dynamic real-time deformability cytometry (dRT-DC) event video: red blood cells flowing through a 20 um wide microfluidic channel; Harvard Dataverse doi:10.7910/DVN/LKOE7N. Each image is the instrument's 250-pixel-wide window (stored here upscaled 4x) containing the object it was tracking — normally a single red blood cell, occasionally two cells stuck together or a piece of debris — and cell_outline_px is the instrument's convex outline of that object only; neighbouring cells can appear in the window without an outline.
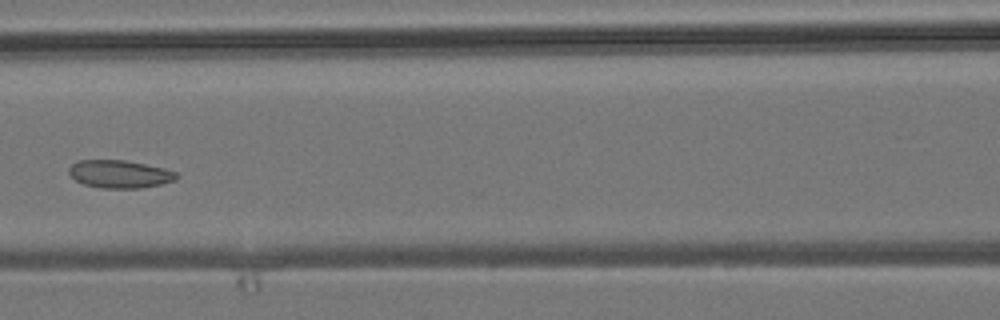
{"species": "common noctule bat (a hibernating species)", "species_latin": "Nyctalus noctula", "temperature_condition": "room temperature", "stored_images_in_passage": 5, "camera_frame_rate_fps": 3000, "um_per_image_px": 0.085, "animal": {"sex": "male", "body_mass_g": 19.2, "forearm_length_mm": 51.8}, "frame": {"image": 1, "passage_image": 5, "time_ms": 5.333, "image_size_px": [1000, 320], "cell_outline_px": [[180, 176], [176, 180], [160, 184], [140, 188], [100, 188], [84, 184], [76, 180], [68, 172], [68, 168], [72, 164], [80, 160], [124, 160], [164, 168], [176, 172]], "centroid_in_image_um": [10.18, 14.8], "position_along_channel_um": 156.4, "area_um2": 17.4}}